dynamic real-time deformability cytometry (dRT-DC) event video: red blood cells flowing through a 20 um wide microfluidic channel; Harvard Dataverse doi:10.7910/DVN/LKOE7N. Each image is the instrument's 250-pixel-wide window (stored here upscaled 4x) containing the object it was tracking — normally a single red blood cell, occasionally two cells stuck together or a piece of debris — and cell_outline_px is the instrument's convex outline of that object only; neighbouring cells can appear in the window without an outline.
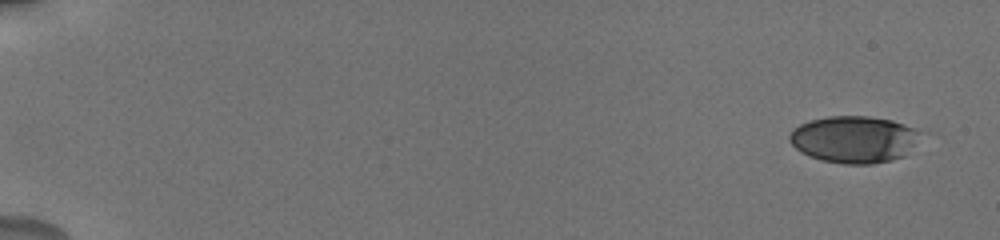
{"species": "human", "species_latin": "Homo sapiens", "temperature_condition": "cold", "stored_images_in_passage": 13, "camera_frame_rate_fps": 3000, "um_per_image_px": 0.085, "donor": {"sex": "male"}, "frame": {"image": 1, "passage_image": 1, "time_ms": 0.0, "image_size_px": [1000, 240], "cell_outline_px": [[936, 132], [904, 156], [892, 160], [872, 164], [844, 164], [820, 160], [808, 156], [800, 152], [788, 140], [788, 136], [792, 128], [800, 124], [812, 120], [828, 116], [868, 116], [892, 120], [928, 128]], "centroid_in_image_um": [72.84, 11.83], "position_along_channel_um": 12.2, "area_um2": 37.86}}
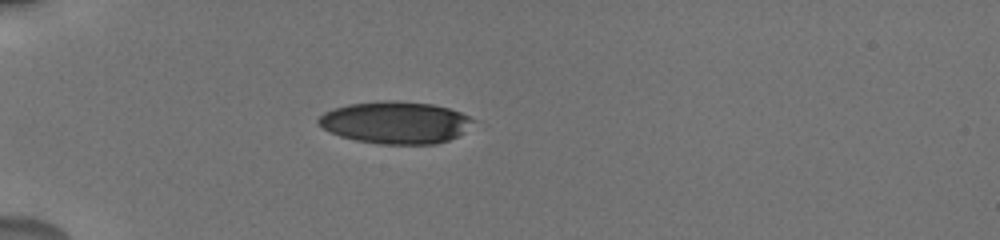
{"frame": {"image": 2, "passage_image": 9, "time_ms": 5.0, "image_size_px": [1000, 240], "cell_outline_px": [[480, 120], [464, 132], [448, 140], [436, 144], [380, 144], [356, 140], [340, 136], [324, 128], [316, 120], [324, 112], [332, 108], [348, 104], [380, 100], [392, 100], [432, 104], [448, 108], [460, 112]], "centroid_in_image_um": [33.66, 10.4], "position_along_channel_um": 51.3, "area_um2": 38.26}}
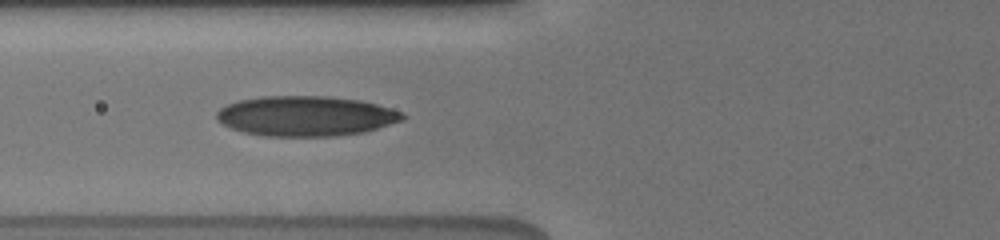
{"frame": {"image": 3, "passage_image": 12, "time_ms": 7.0, "image_size_px": [1000, 240], "cell_outline_px": [[408, 116], [404, 120], [364, 132], [336, 136], [264, 136], [244, 132], [232, 128], [216, 120], [216, 112], [220, 108], [228, 104], [240, 100], [264, 96], [328, 96], [360, 100], [376, 104], [400, 112]], "centroid_in_image_um": [26.0, 9.86], "position_along_channel_um": 99.8, "area_um2": 43.35}}